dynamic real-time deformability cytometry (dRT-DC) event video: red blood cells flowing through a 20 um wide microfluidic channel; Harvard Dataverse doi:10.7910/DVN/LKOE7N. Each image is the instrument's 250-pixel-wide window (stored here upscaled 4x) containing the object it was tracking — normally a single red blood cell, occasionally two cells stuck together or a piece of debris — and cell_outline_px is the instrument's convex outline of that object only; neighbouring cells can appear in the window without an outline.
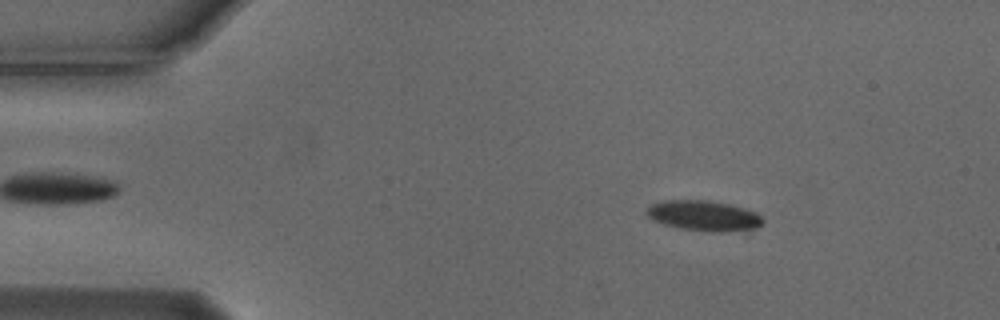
{"species": "Egyptian fruit bat (a non-hibernating species)", "species_latin": "Rousettus aegyptiacus", "temperature_condition": "cold", "stored_images_in_passage": 25, "camera_frame_rate_fps": 3000, "um_per_image_px": 0.085, "animal": {"sex": "male"}, "frame": {"image": 1, "passage_image": 8, "time_ms": 2.333, "image_size_px": [1000, 320], "cell_outline_px": [[764, 220], [748, 236], [680, 228], [664, 224], [652, 220], [644, 212], [652, 204], [664, 200], [708, 200], [728, 204], [744, 208], [756, 212]], "centroid_in_image_um": [59.94, 18.39], "position_along_channel_um": 25.1, "area_um2": 21.39}}
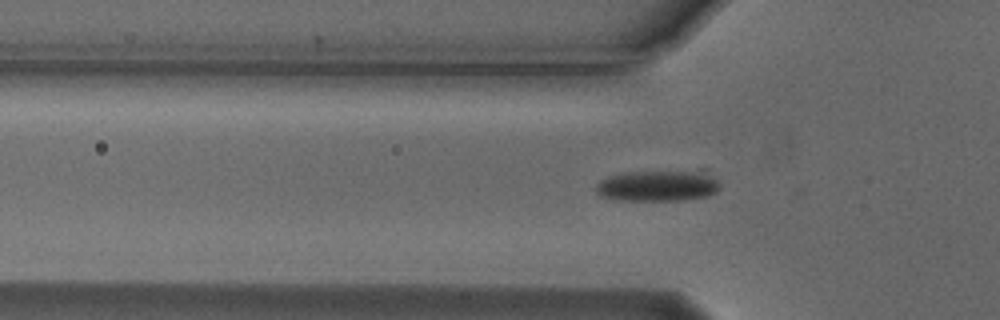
{"frame": {"image": 2, "passage_image": 17, "time_ms": 5.333, "image_size_px": [1000, 320], "cell_outline_px": [[720, 188], [716, 192], [708, 196], [680, 200], [620, 200], [600, 196], [596, 192], [596, 184], [600, 180], [608, 176], [624, 172], [700, 168], [708, 168], [720, 184]], "centroid_in_image_um": [56.03, 15.72], "position_along_channel_um": 69.8, "area_um2": 23.7}}
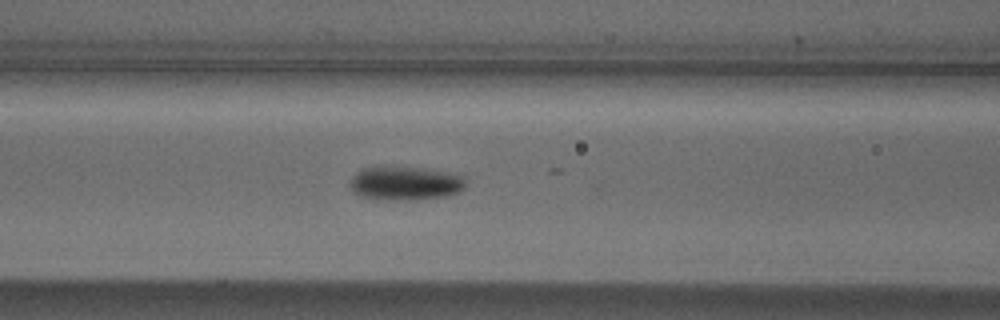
{"frame": {"image": 3, "passage_image": 22, "time_ms": 7.0, "image_size_px": [1000, 320], "cell_outline_px": [[468, 176], [464, 188], [456, 192], [444, 196], [408, 200], [364, 196], [352, 192], [352, 176], [356, 172], [364, 168], [428, 168], [456, 172]], "centroid_in_image_um": [34.58, 15.55], "position_along_channel_um": 132.0, "area_um2": 22.31}}